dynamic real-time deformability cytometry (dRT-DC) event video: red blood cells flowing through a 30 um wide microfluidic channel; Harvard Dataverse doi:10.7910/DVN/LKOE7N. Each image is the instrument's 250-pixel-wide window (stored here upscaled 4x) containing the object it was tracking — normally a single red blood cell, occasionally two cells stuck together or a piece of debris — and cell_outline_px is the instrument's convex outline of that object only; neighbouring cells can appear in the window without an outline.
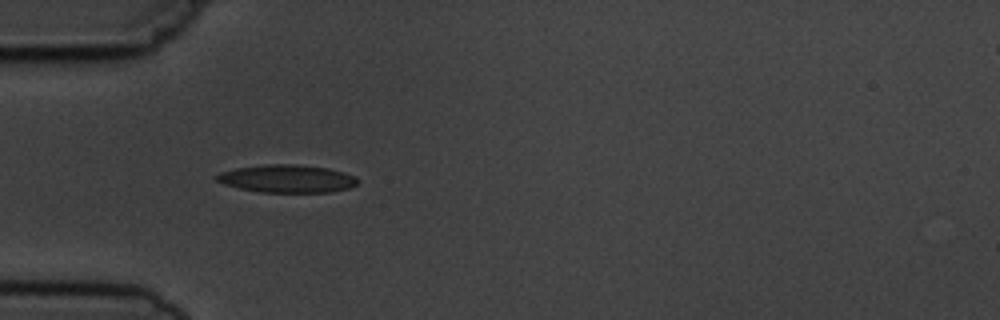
{"species": "common noctule bat (a hibernating species)", "species_latin": "Nyctalus noctula", "temperature_condition": "cold", "stored_images_in_passage": 5, "camera_frame_rate_fps": 3000, "um_per_image_px": 0.085, "animal": {"sex": "male", "body_mass_g": 19.5, "forearm_length_mm": 54.6}, "frame": {"image": 1, "passage_image": 4, "time_ms": 3.333, "image_size_px": [1000, 320], "cell_outline_px": [[360, 180], [356, 184], [348, 188], [332, 192], [260, 192], [240, 188], [224, 184], [216, 180], [212, 176], [220, 172], [236, 168], [264, 164], [296, 164], [328, 168], [344, 172]], "centroid_in_image_um": [24.37, 15.18], "position_along_channel_um": 60.6, "area_um2": 22.89}}
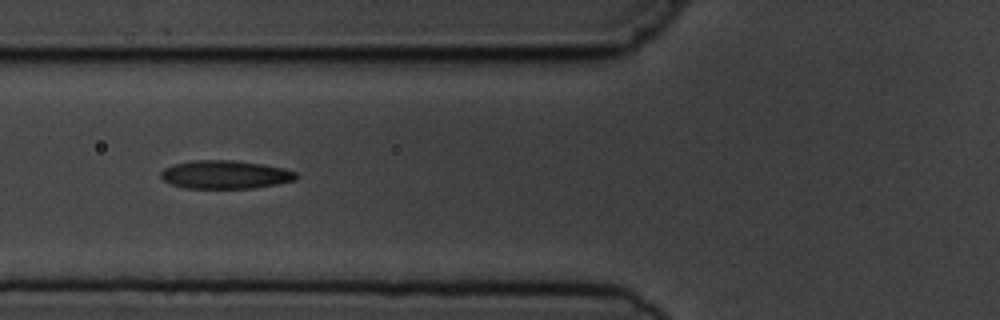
{"frame": {"image": 2, "passage_image": 5, "time_ms": 4.667, "image_size_px": [1000, 320], "cell_outline_px": [[296, 180], [256, 188], [184, 188], [168, 184], [160, 176], [160, 172], [164, 168], [176, 164], [196, 160], [232, 160], [260, 164], [284, 168], [296, 172]], "centroid_in_image_um": [19.12, 14.85], "position_along_channel_um": 106.7, "area_um2": 22.25}}